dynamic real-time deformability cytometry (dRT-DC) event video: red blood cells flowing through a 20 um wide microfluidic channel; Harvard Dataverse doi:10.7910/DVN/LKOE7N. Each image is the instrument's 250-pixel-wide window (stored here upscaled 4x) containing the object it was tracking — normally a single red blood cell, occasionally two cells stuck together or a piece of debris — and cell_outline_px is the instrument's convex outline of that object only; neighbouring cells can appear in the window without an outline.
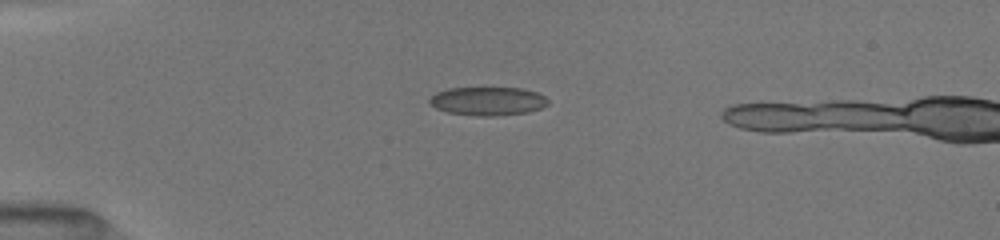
{"species": "common noctule bat (a hibernating species)", "species_latin": "Nyctalus noctula", "temperature_condition": "room temperature", "stored_images_in_passage": 35, "camera_frame_rate_fps": 3000, "um_per_image_px": 0.085, "animal": {"sex": "female", "body_mass_g": 19.5, "forearm_length_mm": 54.1}, "frame": {"image": 1, "passage_image": 1, "time_ms": 0.0, "image_size_px": [1000, 240], "cell_outline_px": [[548, 104], [540, 108], [528, 112], [496, 116], [476, 116], [448, 112], [436, 108], [428, 100], [436, 92], [448, 88], [520, 88], [536, 92], [544, 96], [548, 100]], "centroid_in_image_um": [41.46, 8.6], "position_along_channel_um": 43.5, "area_um2": 19.59}}
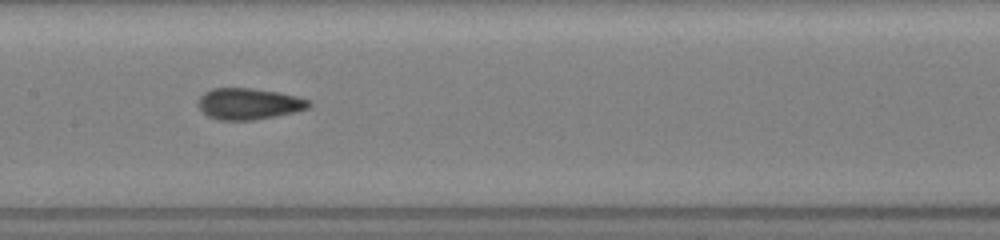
{"frame": {"image": 2, "passage_image": 14, "time_ms": 4.333, "image_size_px": [1000, 240], "cell_outline_px": [[312, 104], [308, 108], [296, 112], [252, 120], [220, 120], [208, 116], [196, 104], [200, 96], [204, 92], [212, 88], [252, 88], [280, 92], [296, 96], [308, 100]], "centroid_in_image_um": [21.14, 8.81], "position_along_channel_um": 186.3, "area_um2": 20.23}}
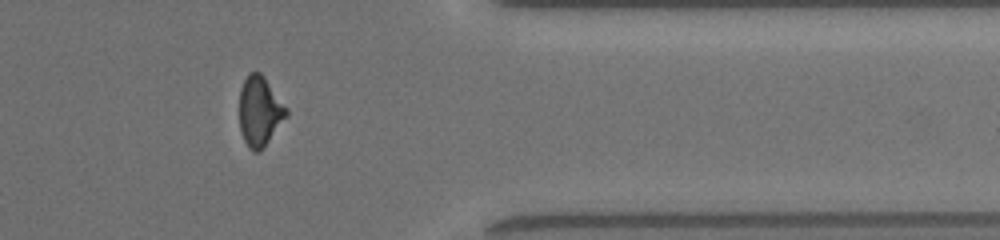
{"frame": {"image": 3, "passage_image": 30, "time_ms": 9.667, "image_size_px": [1000, 240], "cell_outline_px": [[288, 116], [264, 148], [260, 152], [252, 152], [248, 148], [244, 140], [240, 128], [240, 88], [248, 72], [260, 72], [264, 76], [288, 108]], "centroid_in_image_um": [22.1, 9.47], "position_along_channel_um": 389.3, "area_um2": 19.42}}